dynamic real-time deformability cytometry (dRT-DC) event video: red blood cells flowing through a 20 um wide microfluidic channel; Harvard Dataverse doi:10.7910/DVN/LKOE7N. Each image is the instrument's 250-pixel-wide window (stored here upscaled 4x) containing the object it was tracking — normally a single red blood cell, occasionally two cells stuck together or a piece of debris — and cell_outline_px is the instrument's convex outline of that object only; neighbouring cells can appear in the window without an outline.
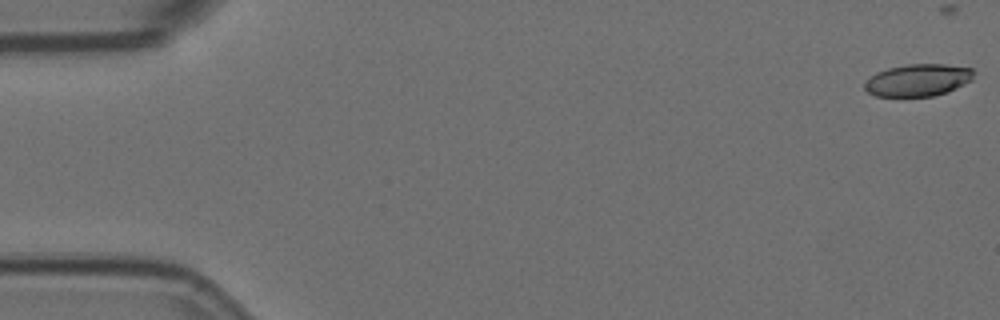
{"species": "Egyptian fruit bat (a non-hibernating species)", "species_latin": "Rousettus aegyptiacus", "temperature_condition": "room temperature", "stored_images_in_passage": 25, "camera_frame_rate_fps": 3000, "um_per_image_px": 0.085, "animal": {"sex": "female"}, "frame": {"image": 1, "passage_image": 1, "time_ms": 0.0, "image_size_px": [1000, 320], "cell_outline_px": [[976, 72], [972, 80], [948, 92], [932, 96], [876, 96], [868, 92], [864, 88], [864, 84], [876, 72], [888, 68], [908, 64], [944, 64], [972, 68]], "centroid_in_image_um": [78.07, 6.8], "position_along_channel_um": 6.9, "area_um2": 20.46}}
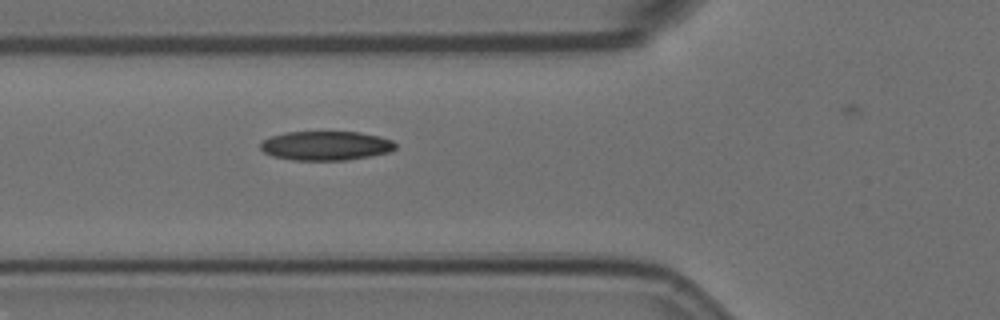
{"frame": {"image": 2, "passage_image": 21, "time_ms": 6.667, "image_size_px": [1000, 320], "cell_outline_px": [[396, 148], [392, 152], [372, 156], [344, 160], [292, 160], [272, 156], [264, 152], [260, 148], [260, 144], [264, 140], [272, 136], [284, 132], [360, 132], [380, 136], [392, 140], [396, 144]], "centroid_in_image_um": [27.73, 12.39], "position_along_channel_um": 98.1, "area_um2": 23.12}}
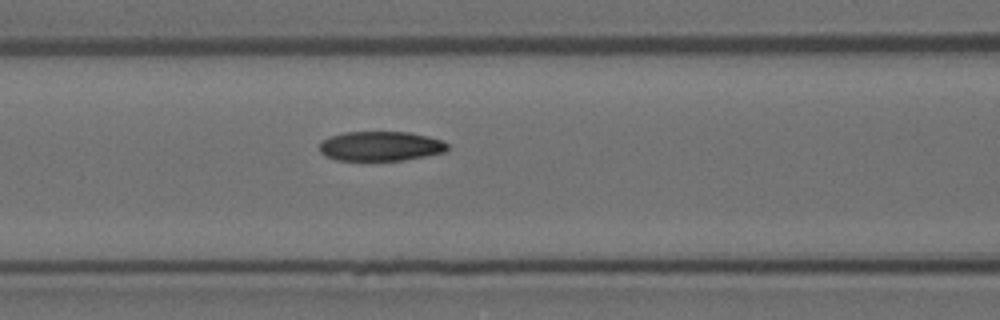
{"frame": {"image": 3, "passage_image": 24, "time_ms": 7.667, "image_size_px": [1000, 320], "cell_outline_px": [[448, 148], [444, 152], [404, 160], [336, 160], [324, 156], [320, 152], [320, 144], [324, 140], [332, 136], [344, 132], [408, 132], [428, 136], [444, 140], [448, 144]], "centroid_in_image_um": [32.37, 12.42], "position_along_channel_um": 134.2, "area_um2": 22.02}}